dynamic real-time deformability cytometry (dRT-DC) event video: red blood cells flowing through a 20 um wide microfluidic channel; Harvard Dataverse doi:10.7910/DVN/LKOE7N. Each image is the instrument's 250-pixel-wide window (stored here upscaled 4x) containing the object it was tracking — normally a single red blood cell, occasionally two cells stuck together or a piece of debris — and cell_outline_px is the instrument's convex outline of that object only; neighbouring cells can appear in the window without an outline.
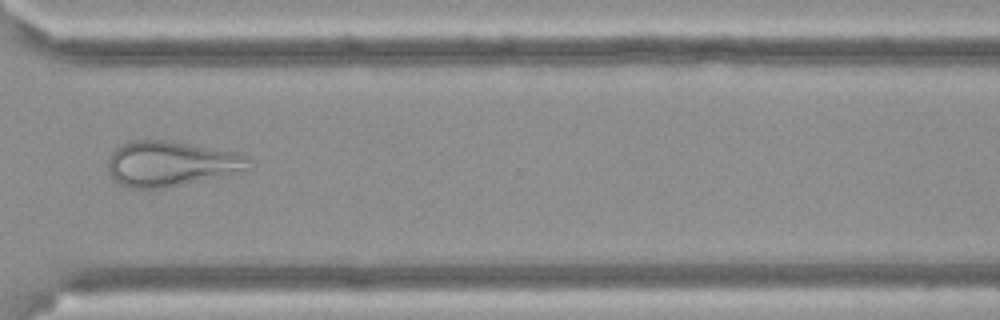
{"species": "Egyptian fruit bat (a non-hibernating species)", "species_latin": "Rousettus aegyptiacus", "temperature_condition": "cold", "stored_images_in_passage": 18, "camera_frame_rate_fps": 3000, "um_per_image_px": 0.085, "frame": {"image": 1, "passage_image": 13, "time_ms": 4.0, "image_size_px": [1000, 320], "cell_outline_px": [[252, 160], [248, 168], [164, 188], [132, 188], [120, 184], [108, 172], [108, 160], [112, 152], [120, 144], [132, 140], [164, 140], [236, 152], [248, 156]], "centroid_in_image_um": [14.45, 13.89], "position_along_channel_um": 356.2, "area_um2": 36.18}}